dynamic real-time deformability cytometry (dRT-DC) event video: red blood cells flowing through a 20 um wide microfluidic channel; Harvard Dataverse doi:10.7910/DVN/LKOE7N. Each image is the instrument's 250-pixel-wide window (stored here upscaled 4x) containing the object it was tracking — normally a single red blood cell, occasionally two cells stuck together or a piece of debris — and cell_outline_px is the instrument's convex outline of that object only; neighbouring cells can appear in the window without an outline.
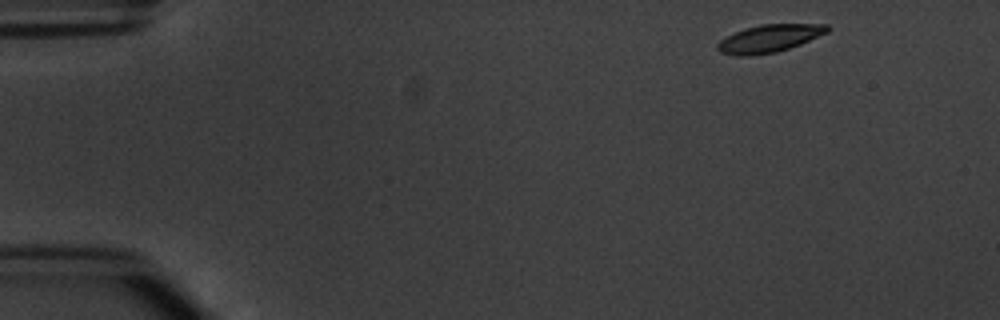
{"species": "common noctule bat (a hibernating species)", "species_latin": "Nyctalus noctula", "temperature_condition": "warm", "stored_images_in_passage": 5, "camera_frame_rate_fps": 3000, "um_per_image_px": 0.085, "animal": {"sex": "male", "body_mass_g": 20.1, "forearm_length_mm": 53.5}, "frame": {"image": 1, "passage_image": 1, "time_ms": 0.0, "image_size_px": [1000, 320], "cell_outline_px": [[832, 28], [828, 32], [800, 44], [776, 52], [748, 56], [736, 56], [720, 52], [716, 48], [716, 44], [720, 40], [744, 28], [760, 24], [828, 24]], "centroid_in_image_um": [65.39, 3.26], "position_along_channel_um": 19.6, "area_um2": 17.69}}
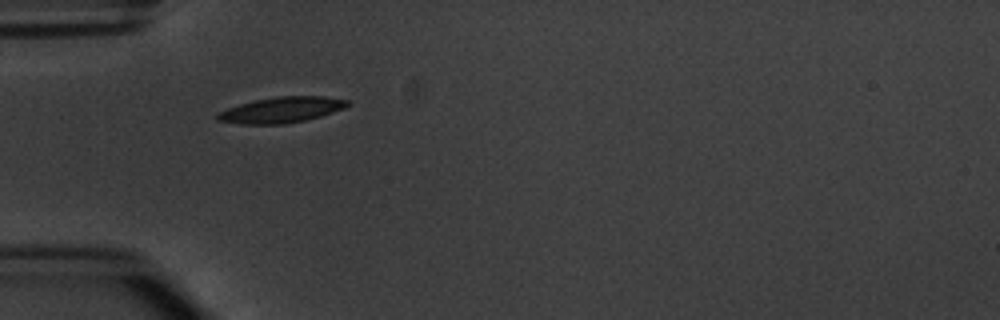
{"frame": {"image": 2, "passage_image": 4, "time_ms": 3.667, "image_size_px": [1000, 320], "cell_outline_px": [[348, 104], [344, 108], [320, 116], [304, 120], [284, 124], [240, 124], [216, 120], [216, 112], [240, 104], [256, 100], [276, 96], [324, 96], [348, 100]], "centroid_in_image_um": [23.88, 9.34], "position_along_channel_um": 61.1, "area_um2": 19.36}}